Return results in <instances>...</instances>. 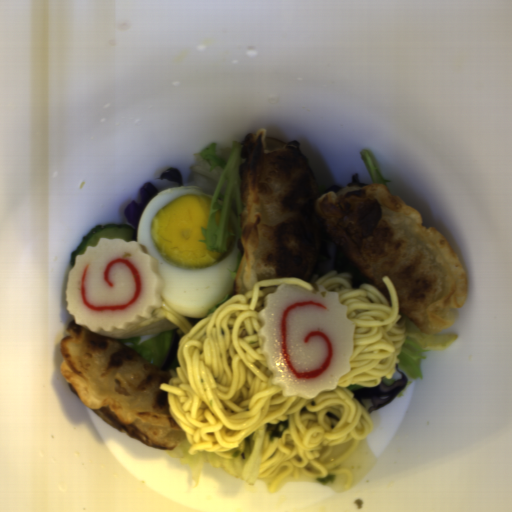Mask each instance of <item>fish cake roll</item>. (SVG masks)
I'll use <instances>...</instances> for the list:
<instances>
[{
	"mask_svg": "<svg viewBox=\"0 0 512 512\" xmlns=\"http://www.w3.org/2000/svg\"><path fill=\"white\" fill-rule=\"evenodd\" d=\"M258 319L260 350L283 397L314 399L350 373L354 323L337 292L282 283L265 295Z\"/></svg>",
	"mask_w": 512,
	"mask_h": 512,
	"instance_id": "fish-cake-roll-1",
	"label": "fish cake roll"
},
{
	"mask_svg": "<svg viewBox=\"0 0 512 512\" xmlns=\"http://www.w3.org/2000/svg\"><path fill=\"white\" fill-rule=\"evenodd\" d=\"M162 275L138 241L99 238L74 257L67 275L66 309L90 332L126 331L162 305Z\"/></svg>",
	"mask_w": 512,
	"mask_h": 512,
	"instance_id": "fish-cake-roll-2",
	"label": "fish cake roll"
}]
</instances>
